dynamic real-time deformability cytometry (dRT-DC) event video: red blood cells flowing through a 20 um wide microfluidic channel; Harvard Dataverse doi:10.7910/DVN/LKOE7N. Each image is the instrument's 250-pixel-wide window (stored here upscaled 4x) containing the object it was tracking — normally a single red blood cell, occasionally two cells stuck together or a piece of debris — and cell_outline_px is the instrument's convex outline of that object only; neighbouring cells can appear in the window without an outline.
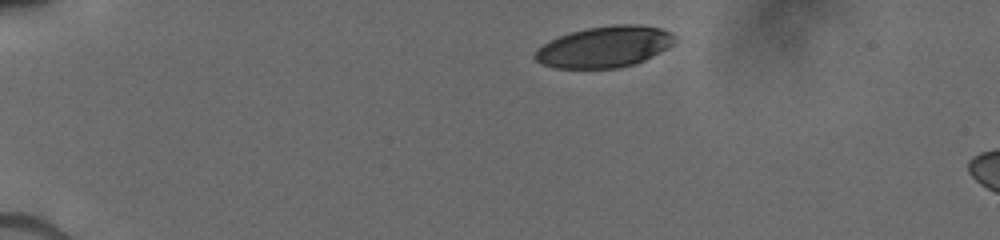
{"species": "human", "species_latin": "Homo sapiens", "temperature_condition": "cold", "stored_images_in_passage": 10, "camera_frame_rate_fps": 3000, "um_per_image_px": 0.085, "donor": {"sex": "male"}, "frame": {"image": 1, "passage_image": 2, "time_ms": 0.667, "image_size_px": [1000, 240], "cell_outline_px": [[676, 40], [668, 48], [644, 60], [632, 64], [616, 68], [556, 68], [540, 64], [532, 56], [548, 40], [572, 32], [588, 28], [612, 24], [636, 24], [660, 28], [672, 32], [676, 36]], "centroid_in_image_um": [51.4, 3.97], "position_along_channel_um": 33.6, "area_um2": 33.47}}
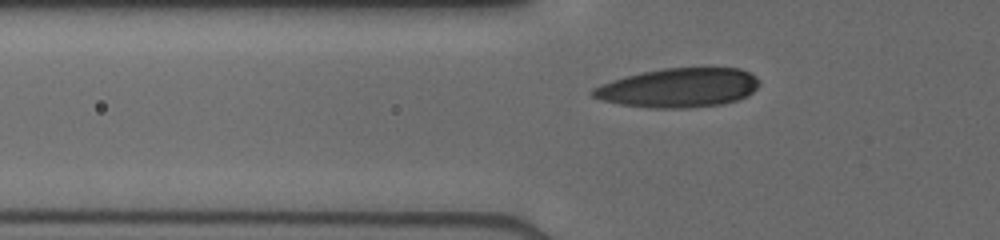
{"frame": {"image": 2, "passage_image": 7, "time_ms": 3.333, "image_size_px": [1000, 240], "cell_outline_px": [[760, 84], [752, 92], [736, 100], [720, 104], [684, 108], [656, 108], [620, 104], [600, 100], [592, 96], [592, 88], [600, 84], [624, 76], [664, 68], [740, 68], [756, 76]], "centroid_in_image_um": [57.66, 7.45], "position_along_channel_um": 68.1, "area_um2": 37.74}}
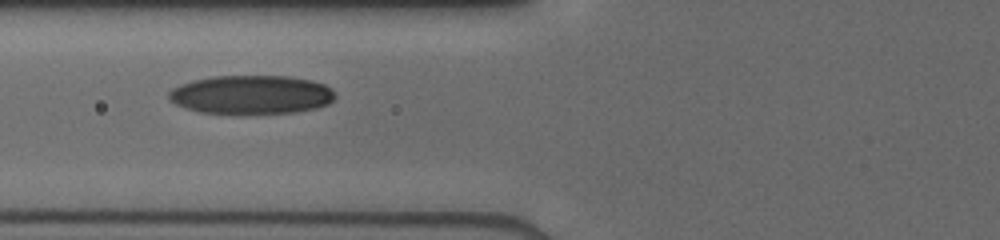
{"frame": {"image": 3, "passage_image": 9, "time_ms": 4.333, "image_size_px": [1000, 240], "cell_outline_px": [[336, 96], [328, 104], [316, 108], [292, 112], [200, 112], [184, 108], [168, 100], [168, 92], [172, 88], [180, 84], [192, 80], [212, 76], [288, 76], [312, 80], [324, 84], [332, 88]], "centroid_in_image_um": [21.34, 8.02], "position_along_channel_um": 104.5, "area_um2": 37.28}}